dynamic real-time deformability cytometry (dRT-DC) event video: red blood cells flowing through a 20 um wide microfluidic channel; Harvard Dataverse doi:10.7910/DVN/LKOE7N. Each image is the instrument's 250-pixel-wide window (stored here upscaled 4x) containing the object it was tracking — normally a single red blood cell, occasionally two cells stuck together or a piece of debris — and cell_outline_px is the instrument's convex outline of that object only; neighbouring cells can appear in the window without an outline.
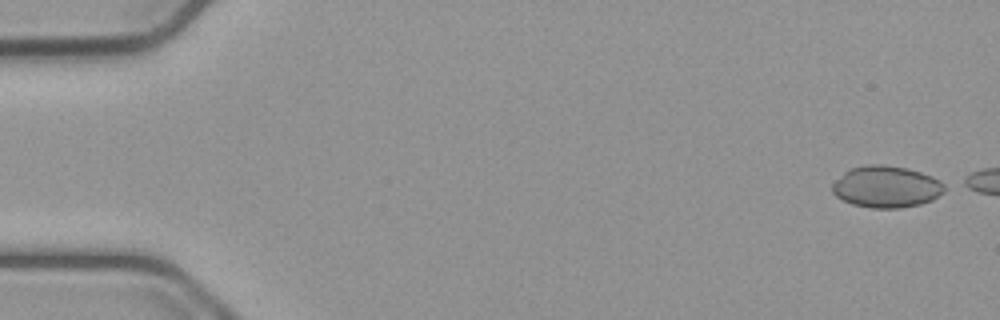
{"species": "common noctule bat (a hibernating species)", "species_latin": "Nyctalus noctula", "temperature_condition": "cold", "stored_images_in_passage": 6, "camera_frame_rate_fps": 3000, "um_per_image_px": 0.085, "animal": {"sex": "male", "body_mass_g": 23.1, "forearm_length_mm": 52.7}, "frame": {"image": 1, "passage_image": 1, "time_ms": 0.0, "image_size_px": [1000, 320], "cell_outline_px": [[948, 184], [944, 192], [932, 200], [920, 204], [900, 208], [872, 208], [852, 204], [836, 196], [832, 192], [832, 184], [848, 168], [868, 164], [880, 164], [908, 168], [932, 176]], "centroid_in_image_um": [75.36, 15.87], "position_along_channel_um": 9.6, "area_um2": 27.51}}